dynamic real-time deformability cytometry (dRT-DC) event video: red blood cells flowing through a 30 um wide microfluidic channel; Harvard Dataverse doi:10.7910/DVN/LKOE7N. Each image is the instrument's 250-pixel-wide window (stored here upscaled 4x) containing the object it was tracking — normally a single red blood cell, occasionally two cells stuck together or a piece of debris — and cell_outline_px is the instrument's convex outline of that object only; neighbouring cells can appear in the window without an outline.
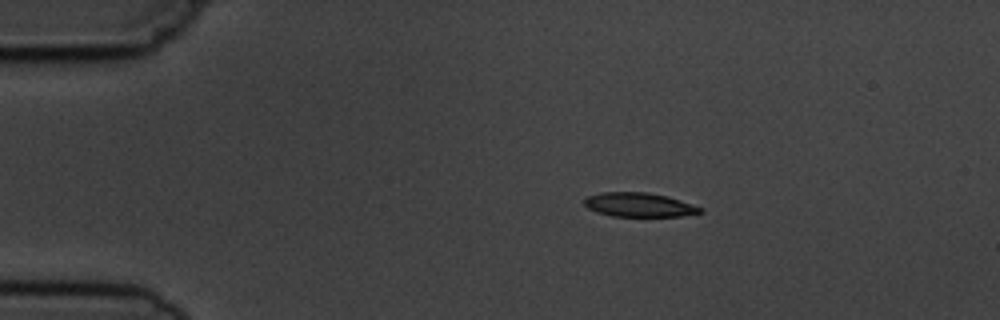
{"species": "common noctule bat (a hibernating species)", "species_latin": "Nyctalus noctula", "temperature_condition": "cold", "stored_images_in_passage": 4, "camera_frame_rate_fps": 3000, "um_per_image_px": 0.085, "animal": {"sex": "male", "body_mass_g": 19.5, "forearm_length_mm": 54.6}, "frame": {"image": 1, "passage_image": 1, "time_ms": 0.0, "image_size_px": [1000, 320], "cell_outline_px": [[704, 212], [680, 216], [612, 216], [596, 212], [588, 208], [584, 204], [584, 200], [588, 196], [600, 192], [648, 192], [668, 196], [704, 208]], "centroid_in_image_um": [54.34, 17.4], "position_along_channel_um": 30.7, "area_um2": 16.36}}
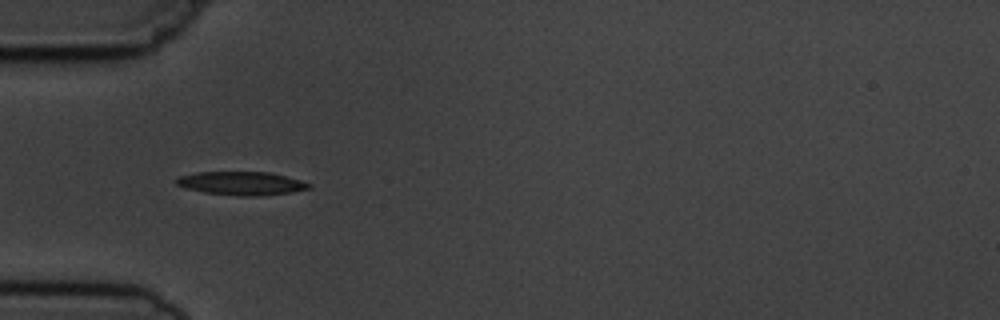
{"frame": {"image": 2, "passage_image": 3, "time_ms": 2.333, "image_size_px": [1000, 320], "cell_outline_px": [[312, 188], [292, 192], [252, 196], [240, 196], [204, 192], [184, 188], [176, 184], [172, 180], [180, 176], [196, 172], [268, 172], [300, 180], [312, 184]], "centroid_in_image_um": [20.49, 15.58], "position_along_channel_um": 64.5, "area_um2": 18.09}}
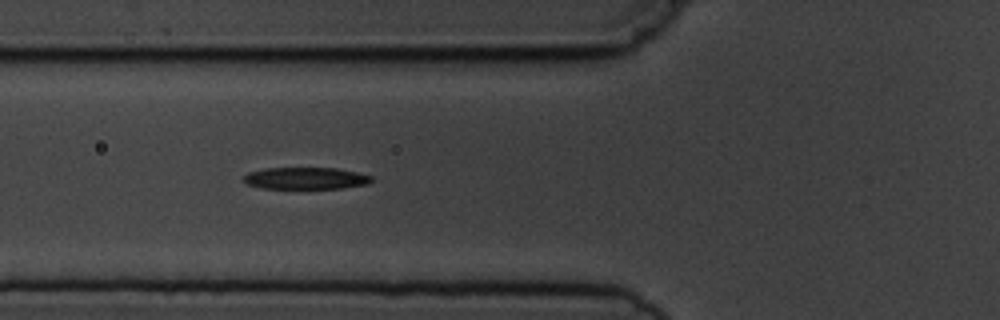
{"frame": {"image": 3, "passage_image": 4, "time_ms": 3.333, "image_size_px": [1000, 320], "cell_outline_px": [[372, 180], [368, 184], [344, 188], [260, 188], [244, 184], [244, 176], [248, 172], [264, 168], [336, 168], [356, 172], [372, 176]], "centroid_in_image_um": [25.96, 15.15], "position_along_channel_um": 99.8, "area_um2": 16.36}}